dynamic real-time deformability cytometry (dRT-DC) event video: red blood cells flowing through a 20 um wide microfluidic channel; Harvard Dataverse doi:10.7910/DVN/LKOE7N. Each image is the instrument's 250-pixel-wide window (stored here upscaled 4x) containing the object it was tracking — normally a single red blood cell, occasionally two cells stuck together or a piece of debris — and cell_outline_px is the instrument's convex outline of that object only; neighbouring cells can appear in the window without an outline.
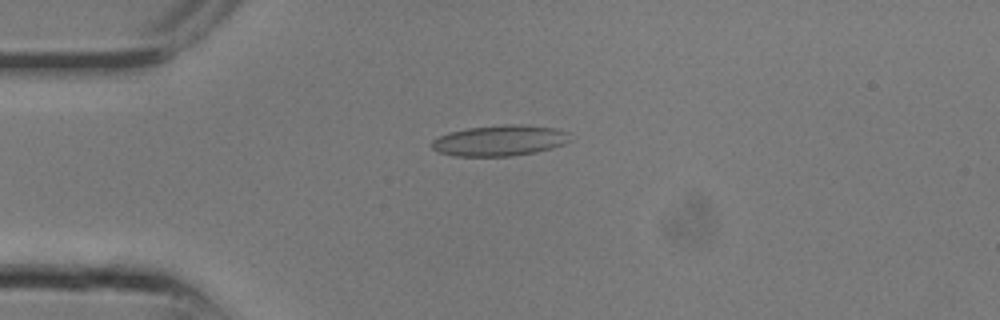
{"species": "common noctule bat (a hibernating species)", "species_latin": "Nyctalus noctula", "temperature_condition": "room temperature", "stored_images_in_passage": 5, "camera_frame_rate_fps": 3000, "um_per_image_px": 0.085, "animal": {"sex": "male", "body_mass_g": 13.3}, "frame": {"image": 1, "passage_image": 2, "time_ms": 0.333, "image_size_px": [1000, 320], "cell_outline_px": [[572, 140], [564, 144], [552, 148], [536, 152], [512, 156], [452, 156], [440, 152], [432, 148], [432, 140], [448, 132], [468, 128], [504, 124], [520, 124], [556, 128], [568, 132]], "centroid_in_image_um": [42.51, 11.94], "position_along_channel_um": 42.5, "area_um2": 24.97}}
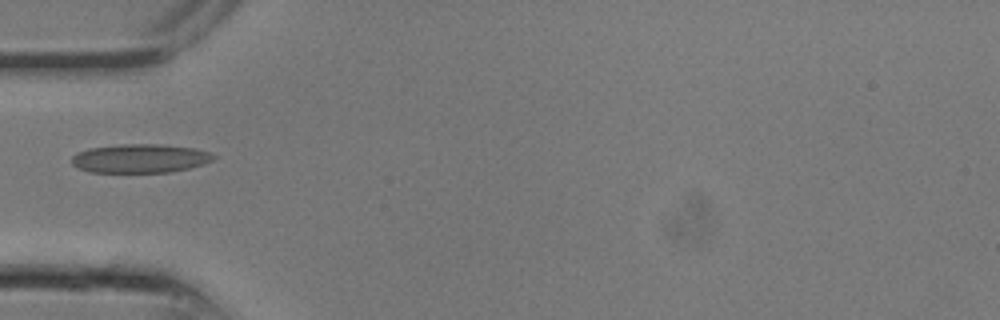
{"frame": {"image": 2, "passage_image": 4, "time_ms": 1.0, "image_size_px": [1000, 320], "cell_outline_px": [[216, 156], [212, 160], [204, 164], [188, 168], [168, 172], [88, 172], [72, 164], [72, 156], [76, 152], [88, 148], [120, 144], [160, 144], [196, 148], [212, 152]], "centroid_in_image_um": [11.91, 13.45], "position_along_channel_um": 73.1, "area_um2": 23.93}}